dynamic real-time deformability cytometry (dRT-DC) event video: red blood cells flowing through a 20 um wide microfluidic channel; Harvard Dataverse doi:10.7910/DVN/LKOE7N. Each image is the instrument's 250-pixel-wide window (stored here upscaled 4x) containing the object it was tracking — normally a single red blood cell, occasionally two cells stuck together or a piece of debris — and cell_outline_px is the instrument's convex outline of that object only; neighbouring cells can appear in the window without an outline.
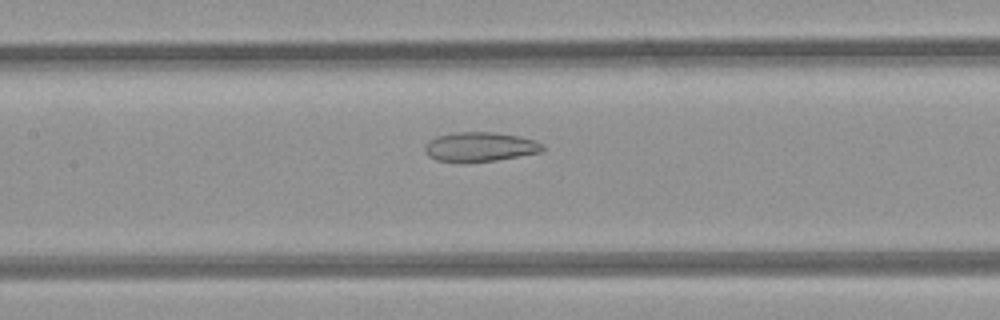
{"species": "common noctule bat (a hibernating species)", "species_latin": "Nyctalus noctula", "temperature_condition": "room temperature", "stored_images_in_passage": 51, "camera_frame_rate_fps": 3000, "um_per_image_px": 0.085, "animal": {"sex": "female", "body_mass_g": 21.9}, "frame": {"image": 1, "passage_image": 24, "time_ms": 7.667, "image_size_px": [1000, 320], "cell_outline_px": [[544, 148], [540, 152], [496, 160], [460, 164], [436, 160], [428, 156], [424, 148], [428, 140], [436, 136], [456, 132], [492, 132], [516, 136], [536, 140], [544, 144]], "centroid_in_image_um": [40.75, 12.5], "position_along_channel_um": 166.7, "area_um2": 20.46}}
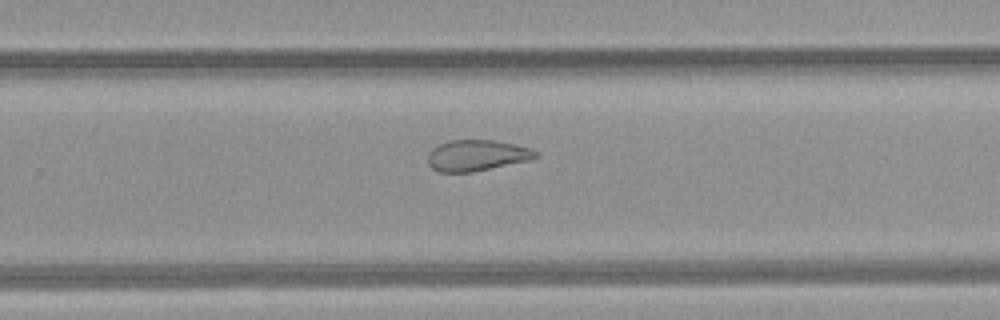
{"frame": {"image": 2, "passage_image": 33, "time_ms": 10.667, "image_size_px": [1000, 320], "cell_outline_px": [[540, 152], [536, 156], [528, 160], [472, 172], [440, 172], [432, 168], [428, 164], [428, 152], [432, 148], [448, 140], [492, 140], [512, 144], [528, 148]], "centroid_in_image_um": [40.47, 13.21], "position_along_channel_um": 289.3, "area_um2": 19.25}}
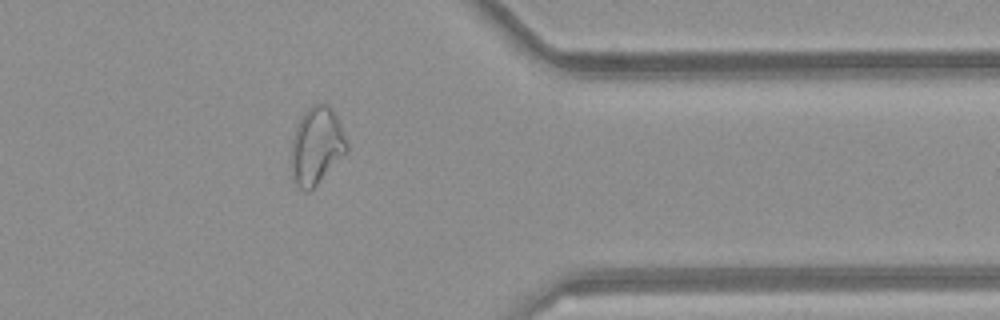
{"frame": {"image": 3, "passage_image": 41, "time_ms": 13.333, "image_size_px": [1000, 320], "cell_outline_px": [[348, 152], [308, 192], [304, 192], [296, 184], [292, 176], [292, 136], [296, 124], [300, 116], [312, 104], [328, 104], [332, 108], [344, 132], [348, 144]], "centroid_in_image_um": [26.91, 12.37], "position_along_channel_um": 384.5, "area_um2": 25.09}, "authors_computed_cell_mechanics": {"area_um2": 26.1256, "velocity_mm_per_s": 4.1058, "shape_relaxation_time_tau1_ms": null, "shape_relaxation_time_tau2_ms": 2.1844, "deformation_change_tau1": null, "deformation_change_tau2": 0.0917}}